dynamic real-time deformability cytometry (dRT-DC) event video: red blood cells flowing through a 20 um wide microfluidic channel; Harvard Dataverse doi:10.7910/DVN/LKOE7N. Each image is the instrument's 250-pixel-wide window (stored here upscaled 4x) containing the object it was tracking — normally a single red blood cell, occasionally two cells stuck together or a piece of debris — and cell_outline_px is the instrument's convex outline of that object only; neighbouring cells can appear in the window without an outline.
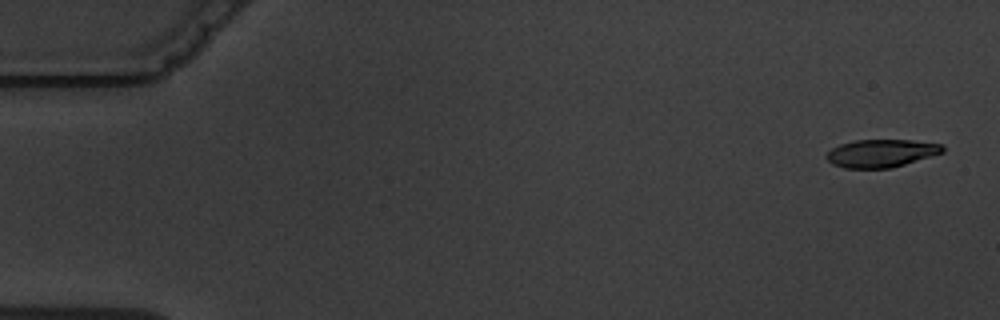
{"species": "common noctule bat (a hibernating species)", "species_latin": "Nyctalus noctula", "temperature_condition": "warm", "stored_images_in_passage": 5, "camera_frame_rate_fps": 3000, "um_per_image_px": 0.085, "animal": {"sex": "male", "body_mass_g": 19.5, "forearm_length_mm": 54.6}, "frame": {"image": 1, "passage_image": 1, "time_ms": 0.0, "image_size_px": [1000, 320], "cell_outline_px": [[944, 152], [892, 168], [844, 168], [832, 164], [824, 156], [832, 148], [840, 144], [856, 140], [912, 140], [940, 144], [944, 148]], "centroid_in_image_um": [74.88, 13.03], "position_along_channel_um": 10.1, "area_um2": 18.79}}
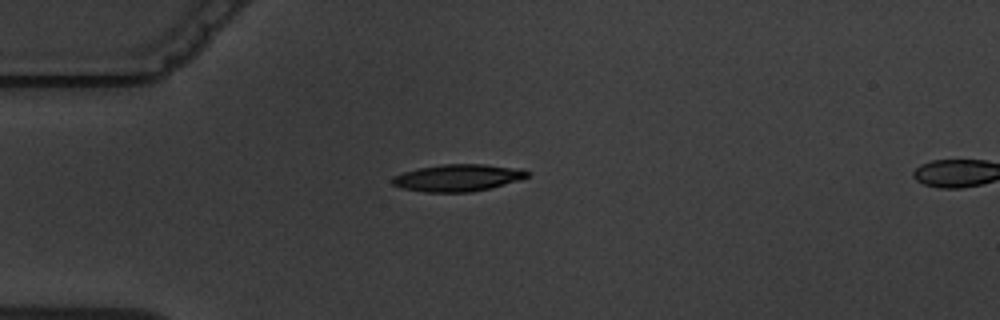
{"frame": {"image": 2, "passage_image": 4, "time_ms": 4.333, "image_size_px": [1000, 320], "cell_outline_px": [[528, 176], [520, 180], [492, 188], [472, 192], [424, 192], [400, 188], [392, 184], [392, 176], [404, 172], [420, 168], [444, 164], [484, 164], [524, 168], [528, 172]], "centroid_in_image_um": [38.95, 15.11], "position_along_channel_um": 46.1, "area_um2": 21.44}}